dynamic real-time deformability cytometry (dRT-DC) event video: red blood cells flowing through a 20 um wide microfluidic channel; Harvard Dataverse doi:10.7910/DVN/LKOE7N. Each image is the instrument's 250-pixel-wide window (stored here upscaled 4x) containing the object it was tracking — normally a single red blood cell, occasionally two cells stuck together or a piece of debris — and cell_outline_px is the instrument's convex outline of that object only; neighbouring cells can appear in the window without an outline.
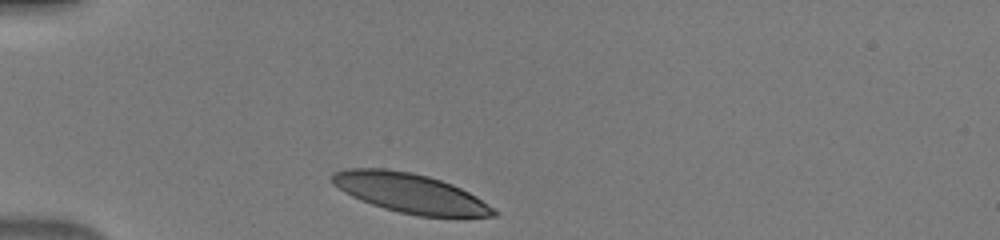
{"species": "human", "species_latin": "Homo sapiens", "temperature_condition": "warm", "stored_images_in_passage": 31, "camera_frame_rate_fps": 3000, "um_per_image_px": 0.085, "donor": {"sex": "male"}, "frame": {"image": 1, "passage_image": 1, "time_ms": 0.0, "image_size_px": [1000, 240], "cell_outline_px": [[500, 212], [496, 216], [420, 216], [400, 212], [384, 208], [360, 200], [344, 192], [332, 184], [332, 172], [348, 168], [384, 168], [412, 172], [428, 176], [452, 184], [476, 196]], "centroid_in_image_um": [34.84, 16.4], "position_along_channel_um": 50.2, "area_um2": 36.93}}
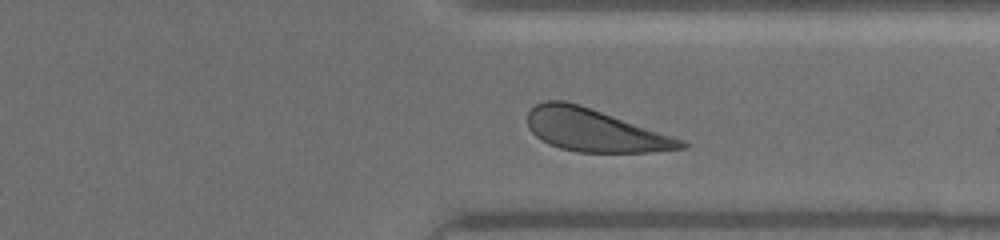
{"frame": {"image": 2, "passage_image": 26, "time_ms": 8.333, "image_size_px": [1000, 240], "cell_outline_px": [[688, 148], [652, 152], [576, 152], [560, 148], [548, 144], [540, 140], [528, 128], [528, 112], [536, 104], [544, 100], [564, 100], [580, 104], [684, 140], [688, 144]], "centroid_in_image_um": [50.53, 11.07], "position_along_channel_um": 360.9, "area_um2": 38.15}}
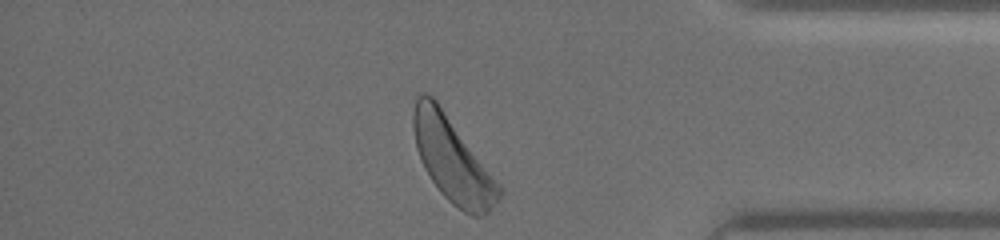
{"frame": {"image": 3, "passage_image": 30, "time_ms": 9.667, "image_size_px": [1000, 240], "cell_outline_px": [[504, 192], [488, 212], [484, 216], [472, 216], [464, 212], [452, 204], [440, 192], [424, 168], [416, 148], [412, 128], [412, 112], [416, 96], [420, 92], [424, 92], [432, 96], [436, 100]], "centroid_in_image_um": [38.4, 13.57], "position_along_channel_um": 396.8, "area_um2": 41.38}}